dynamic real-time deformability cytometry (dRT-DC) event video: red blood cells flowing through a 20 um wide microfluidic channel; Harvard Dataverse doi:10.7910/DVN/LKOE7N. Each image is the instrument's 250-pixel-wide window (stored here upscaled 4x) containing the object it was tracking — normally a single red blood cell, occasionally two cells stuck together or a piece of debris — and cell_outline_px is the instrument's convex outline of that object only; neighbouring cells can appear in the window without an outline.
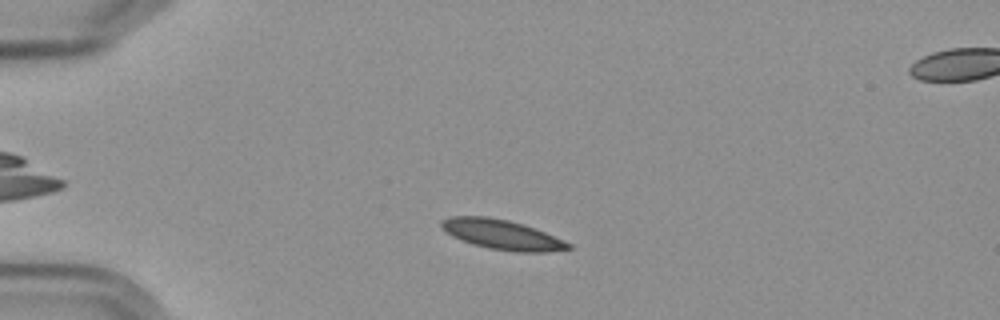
{"species": "Egyptian fruit bat (a non-hibernating species)", "species_latin": "Rousettus aegyptiacus", "temperature_condition": "cold", "stored_images_in_passage": 5, "segment_of_instrument_passage": [1, 2], "camera_frame_rate_fps": 3000, "um_per_image_px": 0.085, "frame": {"image": 1, "passage_image": 3, "time_ms": 2.333, "image_size_px": [1000, 320], "cell_outline_px": [[572, 248], [548, 252], [516, 252], [488, 248], [472, 244], [460, 240], [452, 236], [440, 228], [440, 220], [452, 216], [484, 216], [508, 220], [544, 232], [572, 244]], "centroid_in_image_um": [42.61, 19.95], "position_along_channel_um": 42.4, "area_um2": 21.91}}